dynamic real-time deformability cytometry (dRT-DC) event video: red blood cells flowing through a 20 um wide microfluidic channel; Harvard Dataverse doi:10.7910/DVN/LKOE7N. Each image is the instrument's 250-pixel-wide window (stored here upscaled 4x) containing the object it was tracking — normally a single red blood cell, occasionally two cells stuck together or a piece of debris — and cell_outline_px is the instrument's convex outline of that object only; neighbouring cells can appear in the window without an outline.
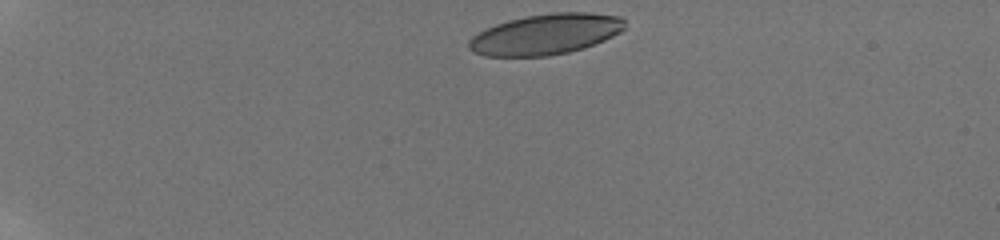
{"species": "human", "species_latin": "Homo sapiens", "temperature_condition": "room temperature", "stored_images_in_passage": 47, "camera_frame_rate_fps": 3000, "um_per_image_px": 0.085, "donor": {"sex": "male"}, "frame": {"image": 1, "passage_image": 1, "time_ms": 0.0, "image_size_px": [1000, 240], "cell_outline_px": [[624, 28], [620, 32], [604, 40], [584, 48], [568, 52], [548, 56], [484, 56], [472, 52], [468, 48], [468, 40], [472, 36], [484, 28], [508, 20], [528, 16], [552, 12], [588, 12], [620, 16], [624, 20]], "centroid_in_image_um": [46.35, 2.91], "position_along_channel_um": 38.7, "area_um2": 37.05}}
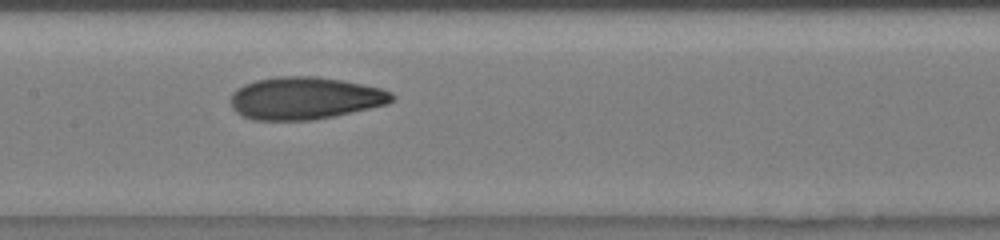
{"frame": {"image": 2, "passage_image": 19, "time_ms": 6.0, "image_size_px": [1000, 240], "cell_outline_px": [[396, 96], [388, 104], [332, 116], [312, 120], [252, 120], [240, 116], [232, 108], [232, 92], [236, 88], [244, 84], [256, 80], [276, 76], [316, 76], [340, 80], [380, 88], [392, 92]], "centroid_in_image_um": [25.88, 8.34], "position_along_channel_um": 181.5, "area_um2": 39.82}}
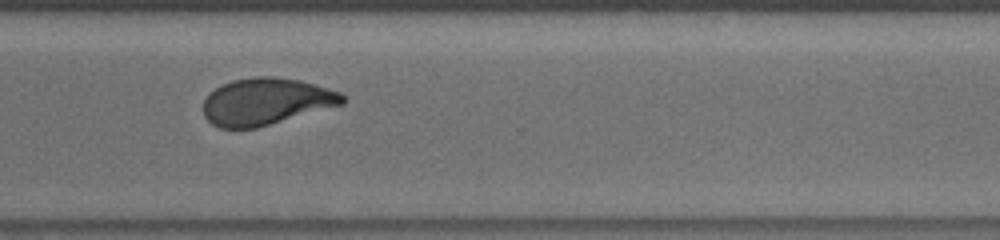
{"frame": {"image": 3, "passage_image": 34, "time_ms": 10.333, "image_size_px": [1000, 240], "cell_outline_px": [[344, 104], [256, 128], [220, 128], [212, 124], [204, 116], [204, 100], [216, 88], [232, 80], [252, 76], [272, 76], [300, 80], [340, 92], [344, 96]], "centroid_in_image_um": [22.61, 8.63], "position_along_channel_um": 348.0, "area_um2": 37.8}, "authors_computed_cell_mechanics": {"area_um2": 38.8994, "velocity_mm_per_s": 3.8526, "shape_relaxation_time_tau1_ms": 6.1811, "shape_relaxation_time_tau2_ms": 1.6322, "deformation_change_tau1": 0.1901, "deformation_change_tau2": 0.0827}}